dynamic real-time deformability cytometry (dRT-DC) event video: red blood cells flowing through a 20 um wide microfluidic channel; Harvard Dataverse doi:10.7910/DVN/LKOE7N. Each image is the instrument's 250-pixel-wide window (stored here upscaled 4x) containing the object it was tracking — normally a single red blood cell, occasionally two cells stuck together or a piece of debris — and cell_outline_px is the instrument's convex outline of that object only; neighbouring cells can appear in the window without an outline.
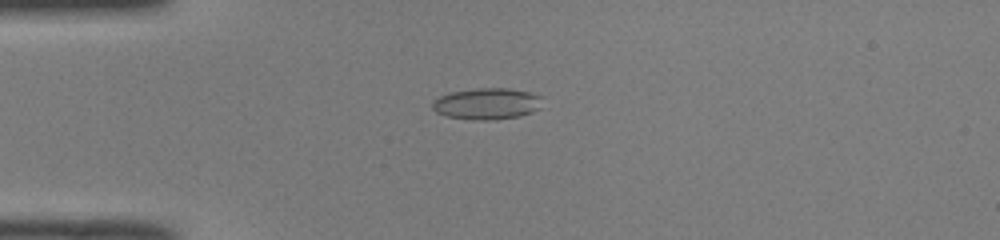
{"species": "common noctule bat (a hibernating species)", "species_latin": "Nyctalus noctula", "temperature_condition": "room temperature", "stored_images_in_passage": 48, "camera_frame_rate_fps": 3000, "um_per_image_px": 0.085, "animal": {"sex": "male", "body_mass_g": 19.0, "forearm_length_mm": 50.8}, "frame": {"image": 1, "passage_image": 11, "time_ms": 3.333, "image_size_px": [1000, 240], "cell_outline_px": [[544, 96], [540, 108], [532, 112], [520, 116], [488, 120], [476, 120], [448, 116], [436, 112], [432, 108], [432, 100], [448, 92], [476, 88], [508, 88], [528, 92]], "centroid_in_image_um": [41.4, 8.8], "position_along_channel_um": 43.6, "area_um2": 20.29}}
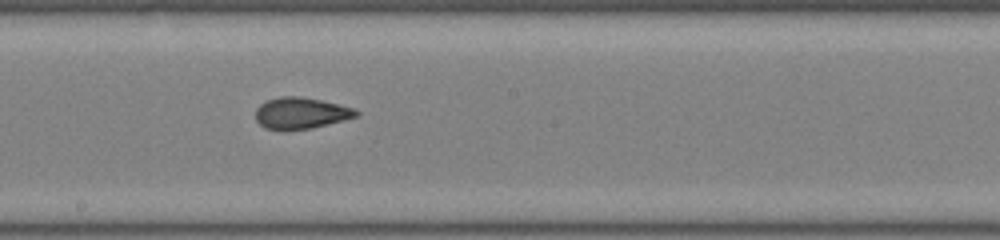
{"frame": {"image": 2, "passage_image": 26, "time_ms": 8.333, "image_size_px": [1000, 240], "cell_outline_px": [[360, 112], [356, 116], [344, 120], [312, 128], [280, 132], [264, 128], [256, 120], [256, 108], [260, 104], [268, 100], [280, 96], [300, 96], [320, 100], [352, 108]], "centroid_in_image_um": [25.51, 9.64], "position_along_channel_um": 222.7, "area_um2": 18.55}}
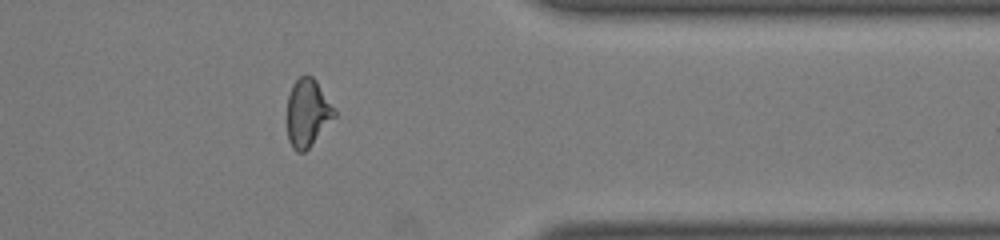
{"frame": {"image": 3, "passage_image": 39, "time_ms": 12.667, "image_size_px": [1000, 240], "cell_outline_px": [[336, 116], [308, 148], [304, 152], [296, 152], [292, 148], [288, 140], [288, 96], [292, 84], [300, 76], [312, 76], [316, 80], [336, 112]], "centroid_in_image_um": [26.13, 9.6], "position_along_channel_um": 385.3, "area_um2": 18.38}, "authors_computed_cell_mechanics": {"area_um2": 19.074, "velocity_mm_per_s": 4.0366, "shape_relaxation_time_tau1_ms": 5.3394, "shape_relaxation_time_tau2_ms": 1.7787, "deformation_change_tau1": 0.1428, "deformation_change_tau2": 0.0798}}